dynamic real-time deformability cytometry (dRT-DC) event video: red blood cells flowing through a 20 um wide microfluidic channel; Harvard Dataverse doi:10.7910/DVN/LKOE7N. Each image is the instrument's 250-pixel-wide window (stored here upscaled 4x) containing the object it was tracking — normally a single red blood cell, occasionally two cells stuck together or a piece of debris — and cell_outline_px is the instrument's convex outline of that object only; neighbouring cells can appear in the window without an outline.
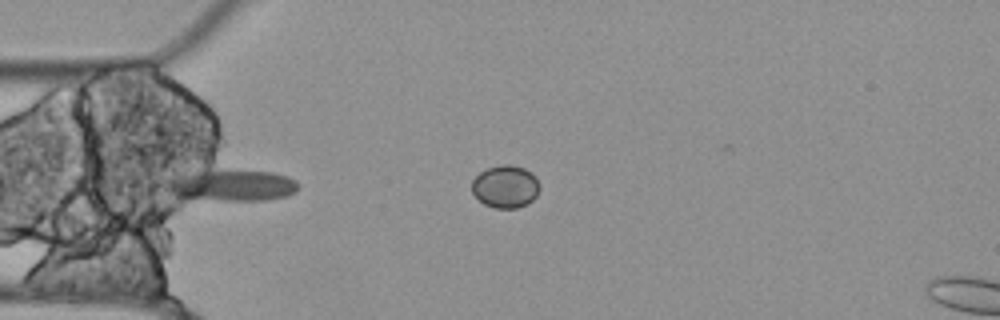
{"species": "Egyptian fruit bat (a non-hibernating species)", "species_latin": "Rousettus aegyptiacus", "temperature_condition": "cold", "stored_images_in_passage": 16, "segment_of_instrument_passage": [1, 2], "camera_frame_rate_fps": 3000, "um_per_image_px": 0.085, "animal": {"sex": "female"}, "frame": {"image": 1, "passage_image": 15, "time_ms": 4.667, "image_size_px": [1000, 320], "cell_outline_px": [[296, 192], [288, 196], [264, 200], [224, 200], [180, 196], [164, 188], [164, 184], [168, 172], [268, 172], [288, 176], [296, 180]], "centroid_in_image_um": [19.6, 15.75], "position_along_channel_um": 65.4, "area_um2": 23.64}}